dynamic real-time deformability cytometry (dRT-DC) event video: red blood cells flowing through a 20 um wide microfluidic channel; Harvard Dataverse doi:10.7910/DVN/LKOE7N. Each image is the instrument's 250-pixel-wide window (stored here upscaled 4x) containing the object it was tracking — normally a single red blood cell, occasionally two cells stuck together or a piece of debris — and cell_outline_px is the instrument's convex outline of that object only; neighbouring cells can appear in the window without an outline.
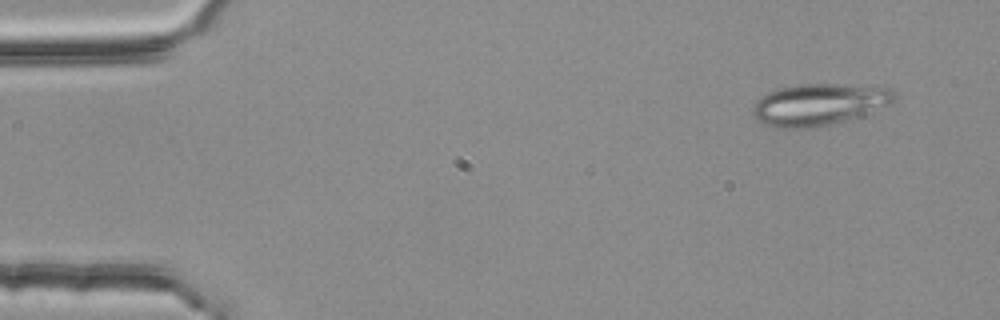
{"species": "common noctule bat (a hibernating species)", "species_latin": "Nyctalus noctula", "temperature_condition": "room temperature", "stored_images_in_passage": 4, "camera_frame_rate_fps": 3000, "um_per_image_px": 0.085, "animal": {"sex": "female", "body_mass_g": 25.1}, "frame": {"image": 1, "passage_image": 1, "time_ms": 0.0, "image_size_px": [1000, 320], "cell_outline_px": [[896, 100], [888, 104], [860, 116], [812, 128], [776, 128], [764, 124], [756, 120], [752, 112], [752, 104], [756, 100], [768, 92], [780, 88], [800, 84], [836, 84], [892, 88], [896, 96]], "centroid_in_image_um": [69.56, 8.88], "position_along_channel_um": 15.4, "area_um2": 34.28}}